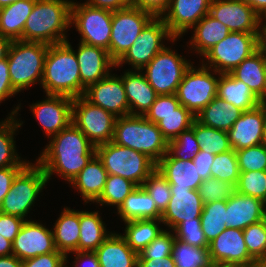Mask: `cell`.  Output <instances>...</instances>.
Returning <instances> with one entry per match:
<instances>
[{
  "label": "cell",
  "mask_w": 266,
  "mask_h": 267,
  "mask_svg": "<svg viewBox=\"0 0 266 267\" xmlns=\"http://www.w3.org/2000/svg\"><path fill=\"white\" fill-rule=\"evenodd\" d=\"M49 140L36 159L48 182L55 173L70 183L96 155V147L72 122Z\"/></svg>",
  "instance_id": "obj_1"
},
{
  "label": "cell",
  "mask_w": 266,
  "mask_h": 267,
  "mask_svg": "<svg viewBox=\"0 0 266 267\" xmlns=\"http://www.w3.org/2000/svg\"><path fill=\"white\" fill-rule=\"evenodd\" d=\"M71 4L72 0H36L21 40L48 45L66 42V32L71 27Z\"/></svg>",
  "instance_id": "obj_2"
},
{
  "label": "cell",
  "mask_w": 266,
  "mask_h": 267,
  "mask_svg": "<svg viewBox=\"0 0 266 267\" xmlns=\"http://www.w3.org/2000/svg\"><path fill=\"white\" fill-rule=\"evenodd\" d=\"M41 87L46 94L72 99L81 96L79 64L70 42L49 45Z\"/></svg>",
  "instance_id": "obj_3"
},
{
  "label": "cell",
  "mask_w": 266,
  "mask_h": 267,
  "mask_svg": "<svg viewBox=\"0 0 266 267\" xmlns=\"http://www.w3.org/2000/svg\"><path fill=\"white\" fill-rule=\"evenodd\" d=\"M112 142L142 152L156 164L166 155L169 146L157 124L141 115L117 117Z\"/></svg>",
  "instance_id": "obj_4"
},
{
  "label": "cell",
  "mask_w": 266,
  "mask_h": 267,
  "mask_svg": "<svg viewBox=\"0 0 266 267\" xmlns=\"http://www.w3.org/2000/svg\"><path fill=\"white\" fill-rule=\"evenodd\" d=\"M49 45L42 42L12 41L7 59L11 84L19 93L40 83Z\"/></svg>",
  "instance_id": "obj_5"
},
{
  "label": "cell",
  "mask_w": 266,
  "mask_h": 267,
  "mask_svg": "<svg viewBox=\"0 0 266 267\" xmlns=\"http://www.w3.org/2000/svg\"><path fill=\"white\" fill-rule=\"evenodd\" d=\"M96 155L108 174L121 176L142 186L156 169V163L146 154L108 142L96 147Z\"/></svg>",
  "instance_id": "obj_6"
},
{
  "label": "cell",
  "mask_w": 266,
  "mask_h": 267,
  "mask_svg": "<svg viewBox=\"0 0 266 267\" xmlns=\"http://www.w3.org/2000/svg\"><path fill=\"white\" fill-rule=\"evenodd\" d=\"M47 182L43 168L37 162H29L15 177L9 192L3 198L0 212L28 220L26 217L46 188Z\"/></svg>",
  "instance_id": "obj_7"
},
{
  "label": "cell",
  "mask_w": 266,
  "mask_h": 267,
  "mask_svg": "<svg viewBox=\"0 0 266 267\" xmlns=\"http://www.w3.org/2000/svg\"><path fill=\"white\" fill-rule=\"evenodd\" d=\"M200 64L201 67L197 69L192 62L176 91L180 105L195 116L217 96L221 74Z\"/></svg>",
  "instance_id": "obj_8"
},
{
  "label": "cell",
  "mask_w": 266,
  "mask_h": 267,
  "mask_svg": "<svg viewBox=\"0 0 266 267\" xmlns=\"http://www.w3.org/2000/svg\"><path fill=\"white\" fill-rule=\"evenodd\" d=\"M191 64L183 55L165 46L141 72L157 95H171L176 94Z\"/></svg>",
  "instance_id": "obj_9"
},
{
  "label": "cell",
  "mask_w": 266,
  "mask_h": 267,
  "mask_svg": "<svg viewBox=\"0 0 266 267\" xmlns=\"http://www.w3.org/2000/svg\"><path fill=\"white\" fill-rule=\"evenodd\" d=\"M113 12L92 7L86 2L71 4V21L80 34V42L108 51L111 39Z\"/></svg>",
  "instance_id": "obj_10"
},
{
  "label": "cell",
  "mask_w": 266,
  "mask_h": 267,
  "mask_svg": "<svg viewBox=\"0 0 266 267\" xmlns=\"http://www.w3.org/2000/svg\"><path fill=\"white\" fill-rule=\"evenodd\" d=\"M255 51L256 33L230 32L202 56L201 63L218 73H229Z\"/></svg>",
  "instance_id": "obj_11"
},
{
  "label": "cell",
  "mask_w": 266,
  "mask_h": 267,
  "mask_svg": "<svg viewBox=\"0 0 266 267\" xmlns=\"http://www.w3.org/2000/svg\"><path fill=\"white\" fill-rule=\"evenodd\" d=\"M116 119L114 114L92 104L83 96L73 99L72 123L95 147L113 140Z\"/></svg>",
  "instance_id": "obj_12"
},
{
  "label": "cell",
  "mask_w": 266,
  "mask_h": 267,
  "mask_svg": "<svg viewBox=\"0 0 266 267\" xmlns=\"http://www.w3.org/2000/svg\"><path fill=\"white\" fill-rule=\"evenodd\" d=\"M163 40L174 43L178 38L170 34L162 18H153L137 36L132 46L116 62L115 69L128 64L131 65L132 70H141L165 47Z\"/></svg>",
  "instance_id": "obj_13"
},
{
  "label": "cell",
  "mask_w": 266,
  "mask_h": 267,
  "mask_svg": "<svg viewBox=\"0 0 266 267\" xmlns=\"http://www.w3.org/2000/svg\"><path fill=\"white\" fill-rule=\"evenodd\" d=\"M154 17L137 7L113 11L109 55L117 62Z\"/></svg>",
  "instance_id": "obj_14"
},
{
  "label": "cell",
  "mask_w": 266,
  "mask_h": 267,
  "mask_svg": "<svg viewBox=\"0 0 266 267\" xmlns=\"http://www.w3.org/2000/svg\"><path fill=\"white\" fill-rule=\"evenodd\" d=\"M208 250L213 265L244 267L255 260L247 250L242 229L227 227L209 243Z\"/></svg>",
  "instance_id": "obj_15"
},
{
  "label": "cell",
  "mask_w": 266,
  "mask_h": 267,
  "mask_svg": "<svg viewBox=\"0 0 266 267\" xmlns=\"http://www.w3.org/2000/svg\"><path fill=\"white\" fill-rule=\"evenodd\" d=\"M45 98L29 105V108L49 139L72 122L73 99L50 94H46Z\"/></svg>",
  "instance_id": "obj_16"
},
{
  "label": "cell",
  "mask_w": 266,
  "mask_h": 267,
  "mask_svg": "<svg viewBox=\"0 0 266 267\" xmlns=\"http://www.w3.org/2000/svg\"><path fill=\"white\" fill-rule=\"evenodd\" d=\"M209 15L230 32L257 33L262 20L244 0H211Z\"/></svg>",
  "instance_id": "obj_17"
},
{
  "label": "cell",
  "mask_w": 266,
  "mask_h": 267,
  "mask_svg": "<svg viewBox=\"0 0 266 267\" xmlns=\"http://www.w3.org/2000/svg\"><path fill=\"white\" fill-rule=\"evenodd\" d=\"M51 252H59L55 246L52 229L41 222L25 220L12 242V254L23 261Z\"/></svg>",
  "instance_id": "obj_18"
},
{
  "label": "cell",
  "mask_w": 266,
  "mask_h": 267,
  "mask_svg": "<svg viewBox=\"0 0 266 267\" xmlns=\"http://www.w3.org/2000/svg\"><path fill=\"white\" fill-rule=\"evenodd\" d=\"M83 97L116 117L129 115V105L122 77L115 73H110L104 79L88 86Z\"/></svg>",
  "instance_id": "obj_19"
},
{
  "label": "cell",
  "mask_w": 266,
  "mask_h": 267,
  "mask_svg": "<svg viewBox=\"0 0 266 267\" xmlns=\"http://www.w3.org/2000/svg\"><path fill=\"white\" fill-rule=\"evenodd\" d=\"M210 3L211 0H170L169 7L161 18L170 34L180 39L209 14Z\"/></svg>",
  "instance_id": "obj_20"
},
{
  "label": "cell",
  "mask_w": 266,
  "mask_h": 267,
  "mask_svg": "<svg viewBox=\"0 0 266 267\" xmlns=\"http://www.w3.org/2000/svg\"><path fill=\"white\" fill-rule=\"evenodd\" d=\"M77 51L74 50L81 79V96L85 89L104 79L116 66V62L110 57L109 52L103 48L90 46L79 42ZM110 70V71H109Z\"/></svg>",
  "instance_id": "obj_21"
},
{
  "label": "cell",
  "mask_w": 266,
  "mask_h": 267,
  "mask_svg": "<svg viewBox=\"0 0 266 267\" xmlns=\"http://www.w3.org/2000/svg\"><path fill=\"white\" fill-rule=\"evenodd\" d=\"M265 120L266 103H261L252 110L243 111L228 131L232 149L238 151L261 144Z\"/></svg>",
  "instance_id": "obj_22"
},
{
  "label": "cell",
  "mask_w": 266,
  "mask_h": 267,
  "mask_svg": "<svg viewBox=\"0 0 266 267\" xmlns=\"http://www.w3.org/2000/svg\"><path fill=\"white\" fill-rule=\"evenodd\" d=\"M172 196L161 216L165 229L173 230L180 222L200 218L204 202L198 190L170 188Z\"/></svg>",
  "instance_id": "obj_23"
},
{
  "label": "cell",
  "mask_w": 266,
  "mask_h": 267,
  "mask_svg": "<svg viewBox=\"0 0 266 267\" xmlns=\"http://www.w3.org/2000/svg\"><path fill=\"white\" fill-rule=\"evenodd\" d=\"M265 219L262 200L234 191L226 200V221L228 228L244 230L251 224Z\"/></svg>",
  "instance_id": "obj_24"
},
{
  "label": "cell",
  "mask_w": 266,
  "mask_h": 267,
  "mask_svg": "<svg viewBox=\"0 0 266 267\" xmlns=\"http://www.w3.org/2000/svg\"><path fill=\"white\" fill-rule=\"evenodd\" d=\"M122 82L129 105V115L144 116L154 103L157 94L141 70L123 72Z\"/></svg>",
  "instance_id": "obj_25"
},
{
  "label": "cell",
  "mask_w": 266,
  "mask_h": 267,
  "mask_svg": "<svg viewBox=\"0 0 266 267\" xmlns=\"http://www.w3.org/2000/svg\"><path fill=\"white\" fill-rule=\"evenodd\" d=\"M156 168L166 178L170 188L198 190L203 181L193 160L174 158L169 152L156 164Z\"/></svg>",
  "instance_id": "obj_26"
},
{
  "label": "cell",
  "mask_w": 266,
  "mask_h": 267,
  "mask_svg": "<svg viewBox=\"0 0 266 267\" xmlns=\"http://www.w3.org/2000/svg\"><path fill=\"white\" fill-rule=\"evenodd\" d=\"M94 252L100 267L138 266V254L131 249L121 233L115 231Z\"/></svg>",
  "instance_id": "obj_27"
},
{
  "label": "cell",
  "mask_w": 266,
  "mask_h": 267,
  "mask_svg": "<svg viewBox=\"0 0 266 267\" xmlns=\"http://www.w3.org/2000/svg\"><path fill=\"white\" fill-rule=\"evenodd\" d=\"M107 176L108 172L95 155L69 184L78 190L85 203H95L103 192Z\"/></svg>",
  "instance_id": "obj_28"
},
{
  "label": "cell",
  "mask_w": 266,
  "mask_h": 267,
  "mask_svg": "<svg viewBox=\"0 0 266 267\" xmlns=\"http://www.w3.org/2000/svg\"><path fill=\"white\" fill-rule=\"evenodd\" d=\"M52 231L56 249L66 256L67 264L68 254L78 251L80 238L79 210L64 207L54 223Z\"/></svg>",
  "instance_id": "obj_29"
},
{
  "label": "cell",
  "mask_w": 266,
  "mask_h": 267,
  "mask_svg": "<svg viewBox=\"0 0 266 267\" xmlns=\"http://www.w3.org/2000/svg\"><path fill=\"white\" fill-rule=\"evenodd\" d=\"M17 105L8 117L0 122V168L25 167L29 163V160H22L23 158L16 152L14 135L23 124V121L17 118L21 103Z\"/></svg>",
  "instance_id": "obj_30"
},
{
  "label": "cell",
  "mask_w": 266,
  "mask_h": 267,
  "mask_svg": "<svg viewBox=\"0 0 266 267\" xmlns=\"http://www.w3.org/2000/svg\"><path fill=\"white\" fill-rule=\"evenodd\" d=\"M229 73L244 82L262 103H266V65L257 51Z\"/></svg>",
  "instance_id": "obj_31"
},
{
  "label": "cell",
  "mask_w": 266,
  "mask_h": 267,
  "mask_svg": "<svg viewBox=\"0 0 266 267\" xmlns=\"http://www.w3.org/2000/svg\"><path fill=\"white\" fill-rule=\"evenodd\" d=\"M117 215L124 222L137 219H161L153 198L143 186L134 189L117 209Z\"/></svg>",
  "instance_id": "obj_32"
},
{
  "label": "cell",
  "mask_w": 266,
  "mask_h": 267,
  "mask_svg": "<svg viewBox=\"0 0 266 267\" xmlns=\"http://www.w3.org/2000/svg\"><path fill=\"white\" fill-rule=\"evenodd\" d=\"M217 96L242 111L252 110L262 103L244 82L230 73L219 75Z\"/></svg>",
  "instance_id": "obj_33"
},
{
  "label": "cell",
  "mask_w": 266,
  "mask_h": 267,
  "mask_svg": "<svg viewBox=\"0 0 266 267\" xmlns=\"http://www.w3.org/2000/svg\"><path fill=\"white\" fill-rule=\"evenodd\" d=\"M36 0H18L0 8V34L11 41L21 40L27 18Z\"/></svg>",
  "instance_id": "obj_34"
},
{
  "label": "cell",
  "mask_w": 266,
  "mask_h": 267,
  "mask_svg": "<svg viewBox=\"0 0 266 267\" xmlns=\"http://www.w3.org/2000/svg\"><path fill=\"white\" fill-rule=\"evenodd\" d=\"M193 36L189 46L199 56H203L211 47L223 40L229 33L227 26L214 19L209 14L205 15L193 28Z\"/></svg>",
  "instance_id": "obj_35"
},
{
  "label": "cell",
  "mask_w": 266,
  "mask_h": 267,
  "mask_svg": "<svg viewBox=\"0 0 266 267\" xmlns=\"http://www.w3.org/2000/svg\"><path fill=\"white\" fill-rule=\"evenodd\" d=\"M242 112L231 103L216 96L195 117L203 125L228 132Z\"/></svg>",
  "instance_id": "obj_36"
},
{
  "label": "cell",
  "mask_w": 266,
  "mask_h": 267,
  "mask_svg": "<svg viewBox=\"0 0 266 267\" xmlns=\"http://www.w3.org/2000/svg\"><path fill=\"white\" fill-rule=\"evenodd\" d=\"M80 238L78 251L94 252L112 233L99 215V211H79Z\"/></svg>",
  "instance_id": "obj_37"
},
{
  "label": "cell",
  "mask_w": 266,
  "mask_h": 267,
  "mask_svg": "<svg viewBox=\"0 0 266 267\" xmlns=\"http://www.w3.org/2000/svg\"><path fill=\"white\" fill-rule=\"evenodd\" d=\"M124 234H121L131 249L139 254L154 240L163 230L159 224L161 219H137L126 221Z\"/></svg>",
  "instance_id": "obj_38"
},
{
  "label": "cell",
  "mask_w": 266,
  "mask_h": 267,
  "mask_svg": "<svg viewBox=\"0 0 266 267\" xmlns=\"http://www.w3.org/2000/svg\"><path fill=\"white\" fill-rule=\"evenodd\" d=\"M191 128L202 151L216 155L232 149L227 131L203 125L196 119Z\"/></svg>",
  "instance_id": "obj_39"
},
{
  "label": "cell",
  "mask_w": 266,
  "mask_h": 267,
  "mask_svg": "<svg viewBox=\"0 0 266 267\" xmlns=\"http://www.w3.org/2000/svg\"><path fill=\"white\" fill-rule=\"evenodd\" d=\"M172 257L176 267H212L208 248L191 246L175 239L172 247Z\"/></svg>",
  "instance_id": "obj_40"
},
{
  "label": "cell",
  "mask_w": 266,
  "mask_h": 267,
  "mask_svg": "<svg viewBox=\"0 0 266 267\" xmlns=\"http://www.w3.org/2000/svg\"><path fill=\"white\" fill-rule=\"evenodd\" d=\"M200 220L205 238L210 243L227 228L225 224L226 200L204 204Z\"/></svg>",
  "instance_id": "obj_41"
},
{
  "label": "cell",
  "mask_w": 266,
  "mask_h": 267,
  "mask_svg": "<svg viewBox=\"0 0 266 267\" xmlns=\"http://www.w3.org/2000/svg\"><path fill=\"white\" fill-rule=\"evenodd\" d=\"M138 186L132 181L121 176L108 174L107 180L99 199L95 202L98 206H113L117 209L125 198Z\"/></svg>",
  "instance_id": "obj_42"
},
{
  "label": "cell",
  "mask_w": 266,
  "mask_h": 267,
  "mask_svg": "<svg viewBox=\"0 0 266 267\" xmlns=\"http://www.w3.org/2000/svg\"><path fill=\"white\" fill-rule=\"evenodd\" d=\"M195 119V115L190 110L180 105L173 113L163 115L157 126L169 142L191 128Z\"/></svg>",
  "instance_id": "obj_43"
},
{
  "label": "cell",
  "mask_w": 266,
  "mask_h": 267,
  "mask_svg": "<svg viewBox=\"0 0 266 267\" xmlns=\"http://www.w3.org/2000/svg\"><path fill=\"white\" fill-rule=\"evenodd\" d=\"M239 175L238 159L234 149L214 156V162L211 165V177L229 182L235 187Z\"/></svg>",
  "instance_id": "obj_44"
},
{
  "label": "cell",
  "mask_w": 266,
  "mask_h": 267,
  "mask_svg": "<svg viewBox=\"0 0 266 267\" xmlns=\"http://www.w3.org/2000/svg\"><path fill=\"white\" fill-rule=\"evenodd\" d=\"M153 198L157 209L163 213L172 196L170 184L156 168L142 185Z\"/></svg>",
  "instance_id": "obj_45"
},
{
  "label": "cell",
  "mask_w": 266,
  "mask_h": 267,
  "mask_svg": "<svg viewBox=\"0 0 266 267\" xmlns=\"http://www.w3.org/2000/svg\"><path fill=\"white\" fill-rule=\"evenodd\" d=\"M249 254L255 260H266V218L243 230Z\"/></svg>",
  "instance_id": "obj_46"
},
{
  "label": "cell",
  "mask_w": 266,
  "mask_h": 267,
  "mask_svg": "<svg viewBox=\"0 0 266 267\" xmlns=\"http://www.w3.org/2000/svg\"><path fill=\"white\" fill-rule=\"evenodd\" d=\"M200 149L192 128L183 131L176 138L169 141L168 146V152L174 158L184 161L193 160V157L200 152Z\"/></svg>",
  "instance_id": "obj_47"
},
{
  "label": "cell",
  "mask_w": 266,
  "mask_h": 267,
  "mask_svg": "<svg viewBox=\"0 0 266 267\" xmlns=\"http://www.w3.org/2000/svg\"><path fill=\"white\" fill-rule=\"evenodd\" d=\"M235 191L262 200L266 195V170L240 172Z\"/></svg>",
  "instance_id": "obj_48"
},
{
  "label": "cell",
  "mask_w": 266,
  "mask_h": 267,
  "mask_svg": "<svg viewBox=\"0 0 266 267\" xmlns=\"http://www.w3.org/2000/svg\"><path fill=\"white\" fill-rule=\"evenodd\" d=\"M175 239H179L191 246L199 248H209L203 230L201 228L200 218H193L190 221H182L173 229Z\"/></svg>",
  "instance_id": "obj_49"
},
{
  "label": "cell",
  "mask_w": 266,
  "mask_h": 267,
  "mask_svg": "<svg viewBox=\"0 0 266 267\" xmlns=\"http://www.w3.org/2000/svg\"><path fill=\"white\" fill-rule=\"evenodd\" d=\"M234 191L235 187L231 183L221 181L214 177H209L206 180H203L198 188L199 195L204 204L227 200L231 197Z\"/></svg>",
  "instance_id": "obj_50"
},
{
  "label": "cell",
  "mask_w": 266,
  "mask_h": 267,
  "mask_svg": "<svg viewBox=\"0 0 266 267\" xmlns=\"http://www.w3.org/2000/svg\"><path fill=\"white\" fill-rule=\"evenodd\" d=\"M236 155L240 172L266 170V148L262 144L240 149Z\"/></svg>",
  "instance_id": "obj_51"
},
{
  "label": "cell",
  "mask_w": 266,
  "mask_h": 267,
  "mask_svg": "<svg viewBox=\"0 0 266 267\" xmlns=\"http://www.w3.org/2000/svg\"><path fill=\"white\" fill-rule=\"evenodd\" d=\"M174 241L175 235L173 230L168 231V229H164L138 254V259H155L171 256Z\"/></svg>",
  "instance_id": "obj_52"
},
{
  "label": "cell",
  "mask_w": 266,
  "mask_h": 267,
  "mask_svg": "<svg viewBox=\"0 0 266 267\" xmlns=\"http://www.w3.org/2000/svg\"><path fill=\"white\" fill-rule=\"evenodd\" d=\"M180 106L176 94L171 95H157L154 103L146 112L144 117L157 124L162 120L163 115L173 113Z\"/></svg>",
  "instance_id": "obj_53"
},
{
  "label": "cell",
  "mask_w": 266,
  "mask_h": 267,
  "mask_svg": "<svg viewBox=\"0 0 266 267\" xmlns=\"http://www.w3.org/2000/svg\"><path fill=\"white\" fill-rule=\"evenodd\" d=\"M21 267H66V256L61 252H51L23 260Z\"/></svg>",
  "instance_id": "obj_54"
},
{
  "label": "cell",
  "mask_w": 266,
  "mask_h": 267,
  "mask_svg": "<svg viewBox=\"0 0 266 267\" xmlns=\"http://www.w3.org/2000/svg\"><path fill=\"white\" fill-rule=\"evenodd\" d=\"M25 220L0 212V234L7 240L13 242L17 234L20 232Z\"/></svg>",
  "instance_id": "obj_55"
},
{
  "label": "cell",
  "mask_w": 266,
  "mask_h": 267,
  "mask_svg": "<svg viewBox=\"0 0 266 267\" xmlns=\"http://www.w3.org/2000/svg\"><path fill=\"white\" fill-rule=\"evenodd\" d=\"M132 6L150 13L154 18H161L167 11L170 0H131Z\"/></svg>",
  "instance_id": "obj_56"
},
{
  "label": "cell",
  "mask_w": 266,
  "mask_h": 267,
  "mask_svg": "<svg viewBox=\"0 0 266 267\" xmlns=\"http://www.w3.org/2000/svg\"><path fill=\"white\" fill-rule=\"evenodd\" d=\"M17 93L11 84L8 59L5 58L0 61V103L5 99L12 98Z\"/></svg>",
  "instance_id": "obj_57"
},
{
  "label": "cell",
  "mask_w": 266,
  "mask_h": 267,
  "mask_svg": "<svg viewBox=\"0 0 266 267\" xmlns=\"http://www.w3.org/2000/svg\"><path fill=\"white\" fill-rule=\"evenodd\" d=\"M24 167H6L0 168V207L5 195L9 192L12 183L17 174Z\"/></svg>",
  "instance_id": "obj_58"
},
{
  "label": "cell",
  "mask_w": 266,
  "mask_h": 267,
  "mask_svg": "<svg viewBox=\"0 0 266 267\" xmlns=\"http://www.w3.org/2000/svg\"><path fill=\"white\" fill-rule=\"evenodd\" d=\"M214 156L207 152H204L200 149V152L193 157L194 165H197V169L199 170V175L202 180H206L211 177V165L214 162Z\"/></svg>",
  "instance_id": "obj_59"
},
{
  "label": "cell",
  "mask_w": 266,
  "mask_h": 267,
  "mask_svg": "<svg viewBox=\"0 0 266 267\" xmlns=\"http://www.w3.org/2000/svg\"><path fill=\"white\" fill-rule=\"evenodd\" d=\"M72 253L75 256V260L72 261V267H100V263L95 252L75 251ZM66 267H68L67 264Z\"/></svg>",
  "instance_id": "obj_60"
},
{
  "label": "cell",
  "mask_w": 266,
  "mask_h": 267,
  "mask_svg": "<svg viewBox=\"0 0 266 267\" xmlns=\"http://www.w3.org/2000/svg\"><path fill=\"white\" fill-rule=\"evenodd\" d=\"M92 7L117 11L132 6L131 0H86Z\"/></svg>",
  "instance_id": "obj_61"
},
{
  "label": "cell",
  "mask_w": 266,
  "mask_h": 267,
  "mask_svg": "<svg viewBox=\"0 0 266 267\" xmlns=\"http://www.w3.org/2000/svg\"><path fill=\"white\" fill-rule=\"evenodd\" d=\"M137 267H176L172 255L164 258L138 259Z\"/></svg>",
  "instance_id": "obj_62"
},
{
  "label": "cell",
  "mask_w": 266,
  "mask_h": 267,
  "mask_svg": "<svg viewBox=\"0 0 266 267\" xmlns=\"http://www.w3.org/2000/svg\"><path fill=\"white\" fill-rule=\"evenodd\" d=\"M256 51L266 65V24L262 20L256 33Z\"/></svg>",
  "instance_id": "obj_63"
},
{
  "label": "cell",
  "mask_w": 266,
  "mask_h": 267,
  "mask_svg": "<svg viewBox=\"0 0 266 267\" xmlns=\"http://www.w3.org/2000/svg\"><path fill=\"white\" fill-rule=\"evenodd\" d=\"M262 19L266 15V0H244Z\"/></svg>",
  "instance_id": "obj_64"
},
{
  "label": "cell",
  "mask_w": 266,
  "mask_h": 267,
  "mask_svg": "<svg viewBox=\"0 0 266 267\" xmlns=\"http://www.w3.org/2000/svg\"><path fill=\"white\" fill-rule=\"evenodd\" d=\"M21 265L22 261L13 254L0 257V267H21Z\"/></svg>",
  "instance_id": "obj_65"
},
{
  "label": "cell",
  "mask_w": 266,
  "mask_h": 267,
  "mask_svg": "<svg viewBox=\"0 0 266 267\" xmlns=\"http://www.w3.org/2000/svg\"><path fill=\"white\" fill-rule=\"evenodd\" d=\"M12 254V242L0 234V257Z\"/></svg>",
  "instance_id": "obj_66"
},
{
  "label": "cell",
  "mask_w": 266,
  "mask_h": 267,
  "mask_svg": "<svg viewBox=\"0 0 266 267\" xmlns=\"http://www.w3.org/2000/svg\"><path fill=\"white\" fill-rule=\"evenodd\" d=\"M11 40L0 34V61L7 58Z\"/></svg>",
  "instance_id": "obj_67"
},
{
  "label": "cell",
  "mask_w": 266,
  "mask_h": 267,
  "mask_svg": "<svg viewBox=\"0 0 266 267\" xmlns=\"http://www.w3.org/2000/svg\"><path fill=\"white\" fill-rule=\"evenodd\" d=\"M244 267H266V260H254Z\"/></svg>",
  "instance_id": "obj_68"
},
{
  "label": "cell",
  "mask_w": 266,
  "mask_h": 267,
  "mask_svg": "<svg viewBox=\"0 0 266 267\" xmlns=\"http://www.w3.org/2000/svg\"><path fill=\"white\" fill-rule=\"evenodd\" d=\"M18 0H0V8L8 6L12 3H15Z\"/></svg>",
  "instance_id": "obj_69"
},
{
  "label": "cell",
  "mask_w": 266,
  "mask_h": 267,
  "mask_svg": "<svg viewBox=\"0 0 266 267\" xmlns=\"http://www.w3.org/2000/svg\"><path fill=\"white\" fill-rule=\"evenodd\" d=\"M261 144L266 148V120L264 123L263 136H262Z\"/></svg>",
  "instance_id": "obj_70"
},
{
  "label": "cell",
  "mask_w": 266,
  "mask_h": 267,
  "mask_svg": "<svg viewBox=\"0 0 266 267\" xmlns=\"http://www.w3.org/2000/svg\"><path fill=\"white\" fill-rule=\"evenodd\" d=\"M262 209H263L264 217L266 218V195H265V197L262 199Z\"/></svg>",
  "instance_id": "obj_71"
},
{
  "label": "cell",
  "mask_w": 266,
  "mask_h": 267,
  "mask_svg": "<svg viewBox=\"0 0 266 267\" xmlns=\"http://www.w3.org/2000/svg\"><path fill=\"white\" fill-rule=\"evenodd\" d=\"M264 19V20H263ZM262 21H266V15L262 18ZM266 24V22H264Z\"/></svg>",
  "instance_id": "obj_72"
},
{
  "label": "cell",
  "mask_w": 266,
  "mask_h": 267,
  "mask_svg": "<svg viewBox=\"0 0 266 267\" xmlns=\"http://www.w3.org/2000/svg\"><path fill=\"white\" fill-rule=\"evenodd\" d=\"M212 267H227V266L213 265Z\"/></svg>",
  "instance_id": "obj_73"
}]
</instances>
